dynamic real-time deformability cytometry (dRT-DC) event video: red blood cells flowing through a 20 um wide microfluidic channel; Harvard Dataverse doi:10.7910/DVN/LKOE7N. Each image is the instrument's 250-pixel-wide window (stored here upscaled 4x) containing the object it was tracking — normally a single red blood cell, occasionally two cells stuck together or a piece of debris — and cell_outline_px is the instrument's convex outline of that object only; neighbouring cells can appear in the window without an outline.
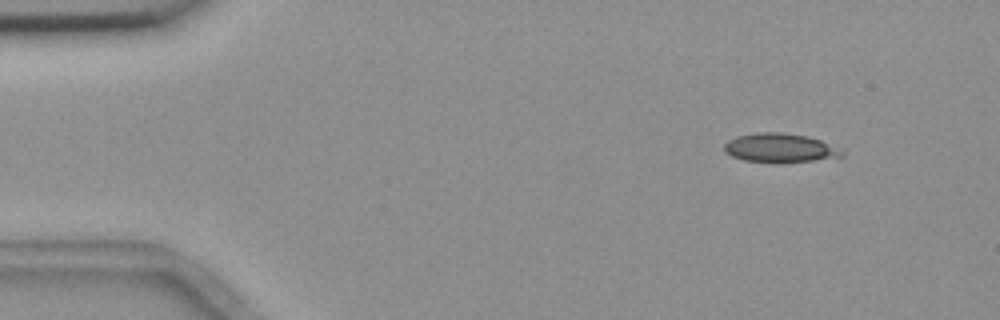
{"species": "common noctule bat (a hibernating species)", "species_latin": "Nyctalus noctula", "temperature_condition": "room temperature", "stored_images_in_passage": 4, "camera_frame_rate_fps": 3000, "um_per_image_px": 0.085, "animal": {"sex": "female", "body_mass_g": 18.4}, "frame": {"image": 1, "passage_image": 1, "time_ms": 0.0, "image_size_px": [1000, 320], "cell_outline_px": [[844, 156], [780, 164], [776, 164], [744, 160], [732, 156], [724, 152], [724, 144], [728, 140], [736, 136], [756, 132], [780, 132], [808, 136], [820, 140], [844, 152]], "centroid_in_image_um": [66.23, 12.58], "position_along_channel_um": 18.8, "area_um2": 20.06}}